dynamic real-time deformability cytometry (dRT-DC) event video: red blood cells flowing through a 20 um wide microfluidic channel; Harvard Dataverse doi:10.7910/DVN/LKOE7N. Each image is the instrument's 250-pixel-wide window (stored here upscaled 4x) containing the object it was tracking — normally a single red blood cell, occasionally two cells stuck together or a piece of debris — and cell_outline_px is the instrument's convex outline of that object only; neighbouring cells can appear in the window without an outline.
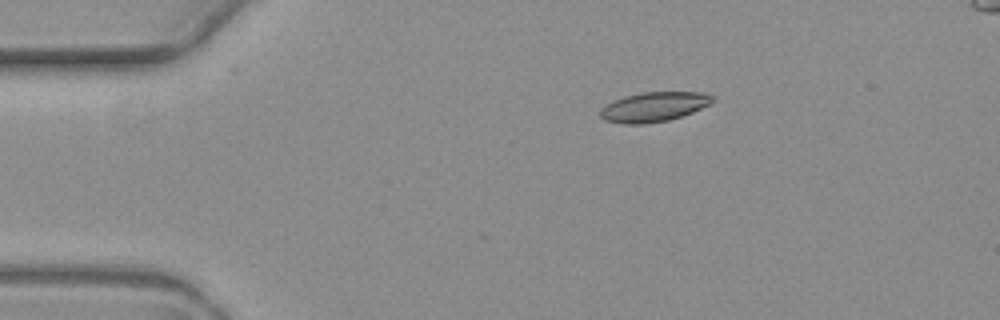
{"species": "common noctule bat (a hibernating species)", "species_latin": "Nyctalus noctula", "temperature_condition": "warm", "stored_images_in_passage": 3, "camera_frame_rate_fps": 3000, "um_per_image_px": 0.085, "animal": {"sex": "female", "body_mass_g": 19.3, "forearm_length_mm": 54.1}, "frame": {"image": 1, "passage_image": 1, "time_ms": 0.0, "image_size_px": [1000, 320], "cell_outline_px": [[716, 100], [712, 104], [692, 112], [668, 120], [644, 124], [624, 124], [604, 120], [600, 116], [600, 108], [612, 100], [624, 96], [640, 92], [708, 92]], "centroid_in_image_um": [55.58, 9.07], "position_along_channel_um": 29.4, "area_um2": 19.65}}